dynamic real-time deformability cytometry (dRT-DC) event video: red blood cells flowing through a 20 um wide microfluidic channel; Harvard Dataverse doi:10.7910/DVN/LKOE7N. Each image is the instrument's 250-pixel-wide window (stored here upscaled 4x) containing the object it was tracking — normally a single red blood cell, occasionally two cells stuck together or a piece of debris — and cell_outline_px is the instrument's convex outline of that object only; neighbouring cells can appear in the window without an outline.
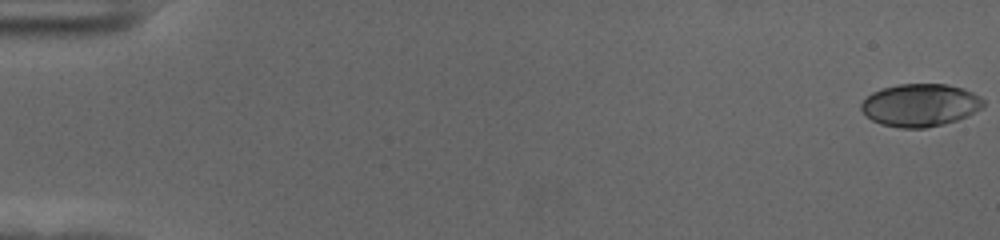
{"species": "human", "species_latin": "Homo sapiens", "temperature_condition": "cold", "stored_images_in_passage": 57, "camera_frame_rate_fps": 3000, "um_per_image_px": 0.085, "donor": {"sex": "female"}, "frame": {"image": 1, "passage_image": 1, "time_ms": 0.0, "image_size_px": [1000, 240], "cell_outline_px": [[984, 108], [968, 116], [944, 124], [924, 128], [900, 128], [880, 124], [872, 120], [860, 108], [860, 104], [872, 92], [880, 88], [900, 84], [944, 84], [964, 88], [980, 96], [984, 100]], "centroid_in_image_um": [78.24, 8.93], "position_along_channel_um": 6.8, "area_um2": 30.58}}
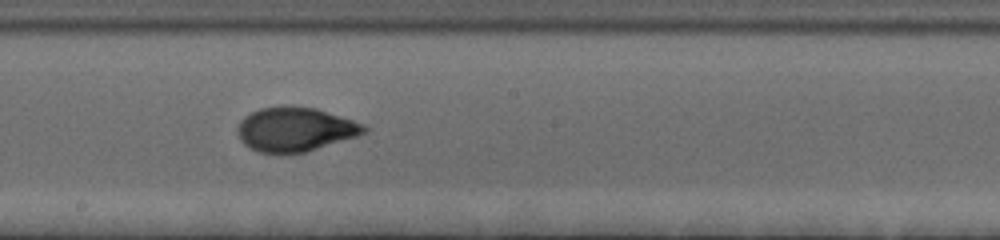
{"frame": {"image": 2, "passage_image": 33, "time_ms": 10.667, "image_size_px": [1000, 240], "cell_outline_px": [[368, 132], [356, 136], [304, 152], [280, 156], [260, 152], [244, 144], [240, 140], [236, 128], [240, 120], [244, 116], [260, 108], [284, 104], [316, 108], [364, 124], [368, 128]], "centroid_in_image_um": [25.04, 10.99], "position_along_channel_um": 223.2, "area_um2": 33.06}}
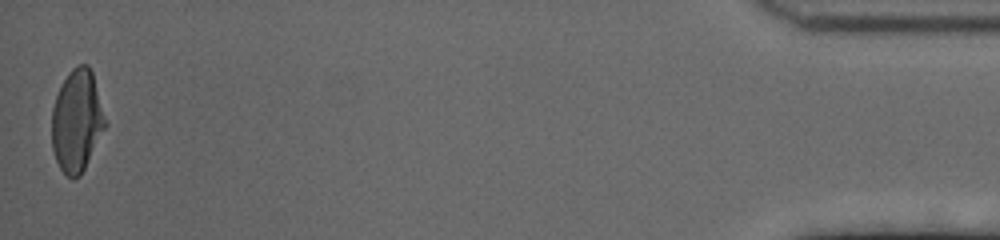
{"frame": {"image": 3, "passage_image": 57, "time_ms": 18.667, "image_size_px": [1000, 240], "cell_outline_px": [[108, 124], [80, 176], [72, 180], [60, 168], [56, 160], [52, 148], [52, 108], [56, 96], [68, 72], [76, 64], [88, 64], [92, 72]], "centroid_in_image_um": [6.55, 10.27], "position_along_channel_um": 428.7, "area_um2": 31.91}, "authors_computed_cell_mechanics": {"area_um2": 31.6166, "velocity_mm_per_s": 3.6223, "shape_relaxation_time_tau1_ms": 4.1596, "shape_relaxation_time_tau2_ms": 0.9583, "deformation_change_tau1": 0.179, "deformation_change_tau2": 0.0565}}